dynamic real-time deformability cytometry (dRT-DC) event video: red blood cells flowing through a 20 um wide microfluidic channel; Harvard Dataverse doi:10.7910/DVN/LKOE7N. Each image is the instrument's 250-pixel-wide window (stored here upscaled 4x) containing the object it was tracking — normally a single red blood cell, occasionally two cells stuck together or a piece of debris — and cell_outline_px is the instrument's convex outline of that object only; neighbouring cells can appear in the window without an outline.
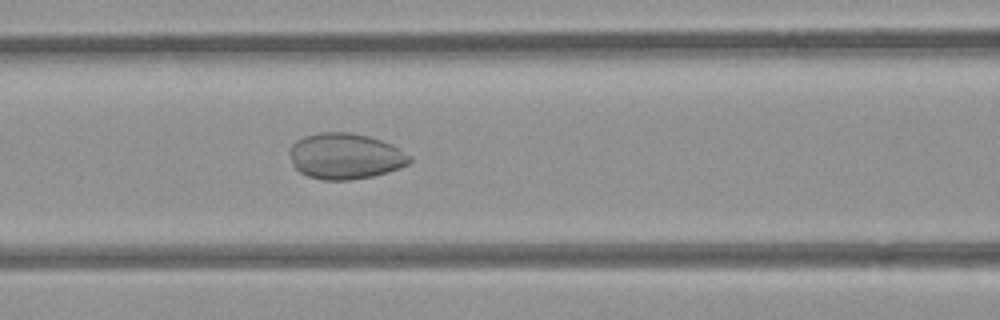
{"species": "common noctule bat (a hibernating species)", "species_latin": "Nyctalus noctula", "temperature_condition": "room temperature", "stored_images_in_passage": 53, "camera_frame_rate_fps": 3000, "um_per_image_px": 0.085, "animal": {"sex": "female", "body_mass_g": 21.9}, "frame": {"image": 1, "passage_image": 22, "time_ms": 7.0, "image_size_px": [1000, 320], "cell_outline_px": [[412, 160], [408, 164], [400, 168], [388, 172], [372, 176], [348, 180], [324, 180], [308, 176], [300, 172], [292, 164], [288, 152], [292, 144], [296, 140], [304, 136], [320, 132], [352, 132], [368, 136], [392, 144], [412, 156]], "centroid_in_image_um": [29.35, 13.27], "position_along_channel_um": 137.3, "area_um2": 32.31}}
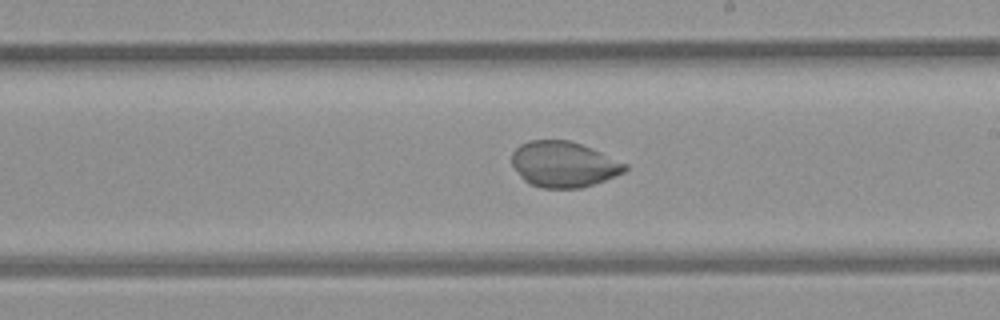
{"frame": {"image": 2, "passage_image": 30, "time_ms": 9.667, "image_size_px": [1000, 320], "cell_outline_px": [[628, 168], [624, 172], [604, 180], [580, 188], [540, 188], [524, 180], [520, 176], [512, 164], [512, 152], [520, 144], [528, 140], [568, 140], [580, 144], [600, 152], [628, 164]], "centroid_in_image_um": [47.89, 13.96], "position_along_channel_um": 241.1, "area_um2": 29.94}}
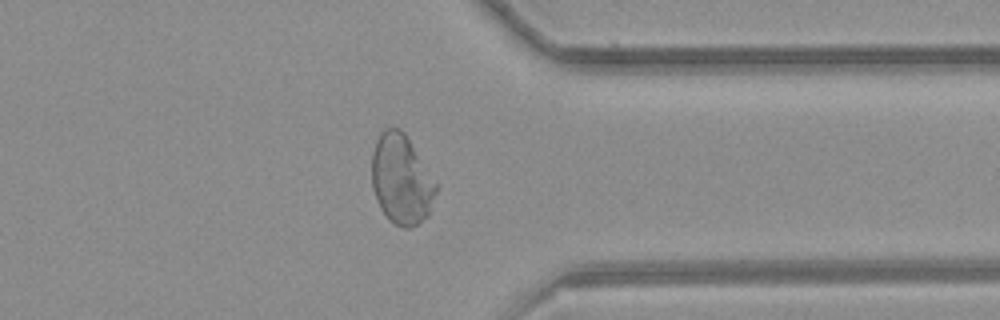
{"frame": {"image": 3, "passage_image": 41, "time_ms": 13.333, "image_size_px": [1000, 320], "cell_outline_px": [[436, 192], [428, 216], [416, 224], [408, 228], [400, 228], [388, 220], [380, 208], [372, 188], [372, 152], [376, 140], [380, 132], [384, 128], [400, 128], [404, 132], [436, 184]], "centroid_in_image_um": [34.08, 15.27], "position_along_channel_um": 377.3, "area_um2": 33.35}}